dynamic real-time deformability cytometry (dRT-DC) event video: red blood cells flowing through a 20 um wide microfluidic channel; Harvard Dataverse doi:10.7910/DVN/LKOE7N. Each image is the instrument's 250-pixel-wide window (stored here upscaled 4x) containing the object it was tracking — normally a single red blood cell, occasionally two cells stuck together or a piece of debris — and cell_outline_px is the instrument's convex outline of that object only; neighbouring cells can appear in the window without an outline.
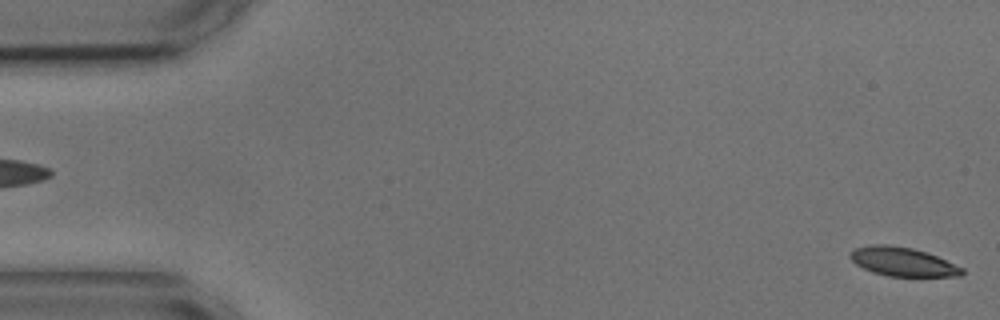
{"species": "common noctule bat (a hibernating species)", "species_latin": "Nyctalus noctula", "temperature_condition": "cold", "stored_images_in_passage": 5, "segment_of_instrument_passage": [2, 2], "camera_frame_rate_fps": 3000, "um_per_image_px": 0.085, "animal": {"sex": "male", "body_mass_g": 17.9, "forearm_length_mm": 54.2}, "frame": {"image": 1, "passage_image": 5, "time_ms": 4.667, "image_size_px": [1000, 320], "cell_outline_px": [[964, 272], [960, 276], [888, 276], [872, 272], [856, 264], [848, 256], [848, 252], [856, 248], [868, 244], [888, 244], [912, 248], [936, 256], [964, 268]], "centroid_in_image_um": [76.68, 22.24], "position_along_channel_um": 8.3, "area_um2": 18.79}}